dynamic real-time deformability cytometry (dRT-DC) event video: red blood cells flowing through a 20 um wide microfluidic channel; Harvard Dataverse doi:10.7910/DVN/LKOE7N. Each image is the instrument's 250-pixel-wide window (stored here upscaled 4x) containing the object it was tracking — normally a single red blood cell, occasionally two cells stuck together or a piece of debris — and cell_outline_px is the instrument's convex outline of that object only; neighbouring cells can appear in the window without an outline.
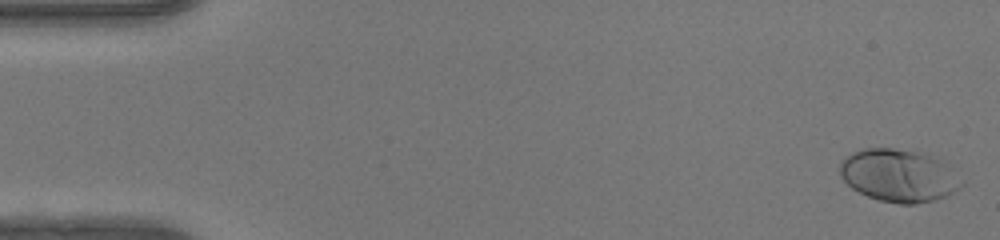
{"species": "human", "species_latin": "Homo sapiens", "temperature_condition": "warm", "stored_images_in_passage": 49, "camera_frame_rate_fps": 3000, "um_per_image_px": 0.085, "donor": {"sex": "female"}, "frame": {"image": 1, "passage_image": 1, "time_ms": 0.0, "image_size_px": [1000, 240], "cell_outline_px": [[964, 184], [960, 188], [944, 196], [932, 200], [916, 204], [900, 204], [880, 200], [868, 196], [852, 188], [840, 176], [840, 160], [852, 152], [864, 148], [892, 148], [912, 152], [928, 156], [940, 160]], "centroid_in_image_um": [76.32, 14.93], "position_along_channel_um": 8.7, "area_um2": 36.53}}
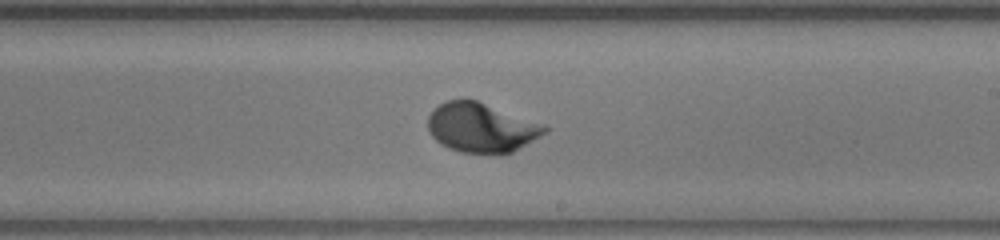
{"frame": {"image": 2, "passage_image": 29, "time_ms": 9.333, "image_size_px": [1000, 240], "cell_outline_px": [[552, 128], [548, 132], [512, 152], [460, 152], [448, 148], [440, 144], [432, 136], [428, 128], [428, 116], [432, 108], [444, 100], [460, 96], [464, 96], [476, 100]], "centroid_in_image_um": [40.84, 10.8], "position_along_channel_um": 248.2, "area_um2": 33.7}}
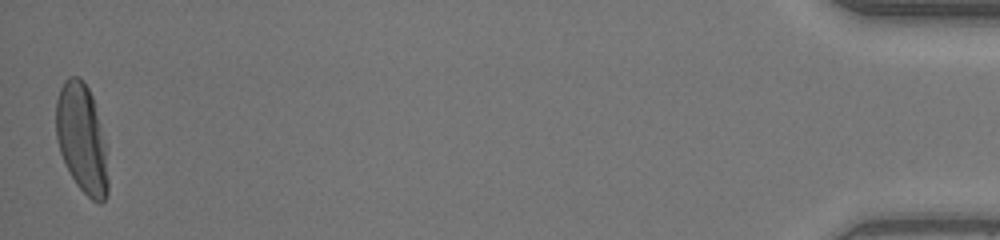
{"frame": {"image": 3, "passage_image": 49, "time_ms": 16.0, "image_size_px": [1000, 240], "cell_outline_px": [[108, 192], [104, 200], [100, 204], [92, 200], [76, 184], [60, 152], [56, 136], [56, 100], [60, 88], [64, 80], [68, 76], [80, 76], [84, 80], [92, 96], [104, 148], [108, 180]], "centroid_in_image_um": [6.92, 11.75], "position_along_channel_um": 428.3, "area_um2": 32.31}, "authors_computed_cell_mechanics": {"area_um2": 32.657, "velocity_mm_per_s": 4.1751, "shape_relaxation_time_tau1_ms": 2.7804, "shape_relaxation_time_tau2_ms": null, "deformation_change_tau1": 0.1909, "deformation_change_tau2": null}}